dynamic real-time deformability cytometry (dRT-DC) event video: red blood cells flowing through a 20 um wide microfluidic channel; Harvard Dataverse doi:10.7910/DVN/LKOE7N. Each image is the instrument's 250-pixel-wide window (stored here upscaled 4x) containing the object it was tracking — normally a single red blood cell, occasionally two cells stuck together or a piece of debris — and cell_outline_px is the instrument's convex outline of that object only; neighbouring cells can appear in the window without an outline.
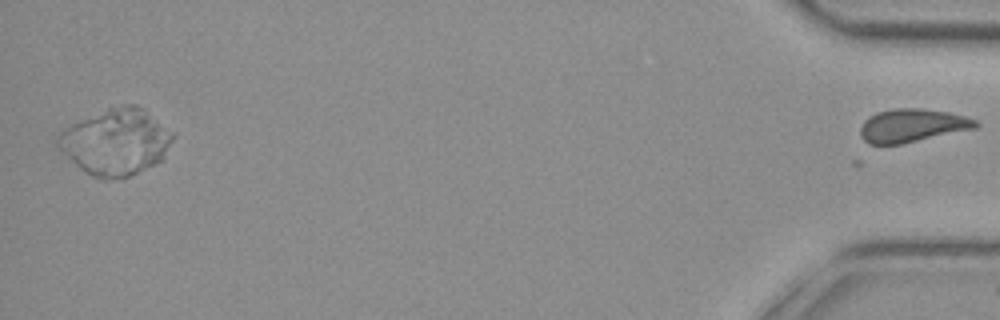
{"species": "common noctule bat (a hibernating species)", "species_latin": "Nyctalus noctula", "temperature_condition": "cold", "stored_images_in_passage": 42, "camera_frame_rate_fps": 3000, "um_per_image_px": 0.085, "animal": {"sex": "female", "body_mass_g": 29.2, "forearm_length_mm": 56.3}, "frame": {"image": 1, "passage_image": 42, "time_ms": 13.667, "image_size_px": [1000, 320], "cell_outline_px": [[980, 124], [976, 128], [900, 144], [868, 144], [860, 136], [860, 128], [864, 120], [868, 116], [876, 112], [896, 108], [920, 108], [948, 112], [964, 116], [976, 120]], "centroid_in_image_um": [77.51, 10.66], "position_along_channel_um": 357.7, "area_um2": 22.31}}